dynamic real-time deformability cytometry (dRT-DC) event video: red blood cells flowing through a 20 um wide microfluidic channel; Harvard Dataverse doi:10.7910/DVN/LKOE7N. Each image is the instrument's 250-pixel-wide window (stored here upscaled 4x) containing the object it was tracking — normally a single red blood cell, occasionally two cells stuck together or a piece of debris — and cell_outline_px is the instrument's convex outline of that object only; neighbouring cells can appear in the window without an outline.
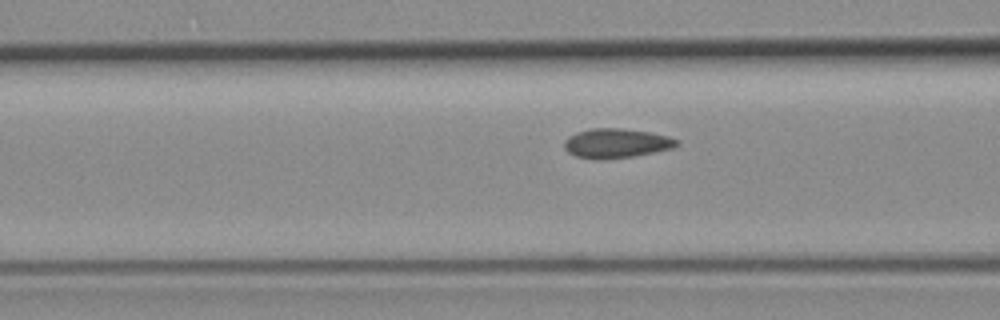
{"species": "common noctule bat (a hibernating species)", "species_latin": "Nyctalus noctula", "temperature_condition": "room temperature", "stored_images_in_passage": 14, "camera_frame_rate_fps": 3000, "um_per_image_px": 0.085, "animal": {"sex": "female", "body_mass_g": 19.3, "forearm_length_mm": 54.1}, "frame": {"image": 1, "passage_image": 12, "time_ms": 3.667, "image_size_px": [1000, 320], "cell_outline_px": [[680, 144], [672, 148], [632, 156], [604, 160], [596, 160], [576, 156], [568, 152], [564, 148], [564, 140], [568, 136], [576, 132], [592, 128], [620, 128], [652, 132], [668, 136], [680, 140]], "centroid_in_image_um": [52.37, 12.17], "position_along_channel_um": 114.2, "area_um2": 19.48}}